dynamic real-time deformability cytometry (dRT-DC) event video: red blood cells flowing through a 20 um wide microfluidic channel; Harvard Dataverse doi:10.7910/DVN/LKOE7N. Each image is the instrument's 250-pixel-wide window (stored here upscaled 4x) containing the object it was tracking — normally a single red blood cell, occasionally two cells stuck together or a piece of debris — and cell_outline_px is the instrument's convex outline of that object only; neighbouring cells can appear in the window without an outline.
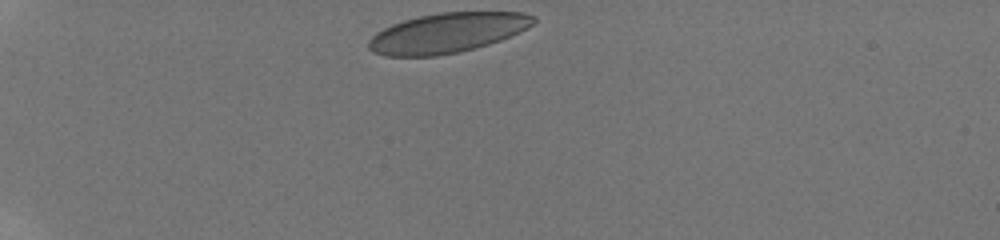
{"species": "human", "species_latin": "Homo sapiens", "temperature_condition": "room temperature", "stored_images_in_passage": 8, "camera_frame_rate_fps": 3000, "um_per_image_px": 0.085, "donor": {"sex": "male"}, "frame": {"image": 1, "passage_image": 1, "time_ms": 0.0, "image_size_px": [1000, 240], "cell_outline_px": [[536, 20], [528, 28], [500, 40], [488, 44], [460, 52], [436, 56], [384, 56], [372, 52], [368, 48], [368, 40], [376, 32], [392, 24], [404, 20], [420, 16], [440, 12], [524, 12], [536, 16]], "centroid_in_image_um": [38.01, 2.8], "position_along_channel_um": 47.0, "area_um2": 38.32}}